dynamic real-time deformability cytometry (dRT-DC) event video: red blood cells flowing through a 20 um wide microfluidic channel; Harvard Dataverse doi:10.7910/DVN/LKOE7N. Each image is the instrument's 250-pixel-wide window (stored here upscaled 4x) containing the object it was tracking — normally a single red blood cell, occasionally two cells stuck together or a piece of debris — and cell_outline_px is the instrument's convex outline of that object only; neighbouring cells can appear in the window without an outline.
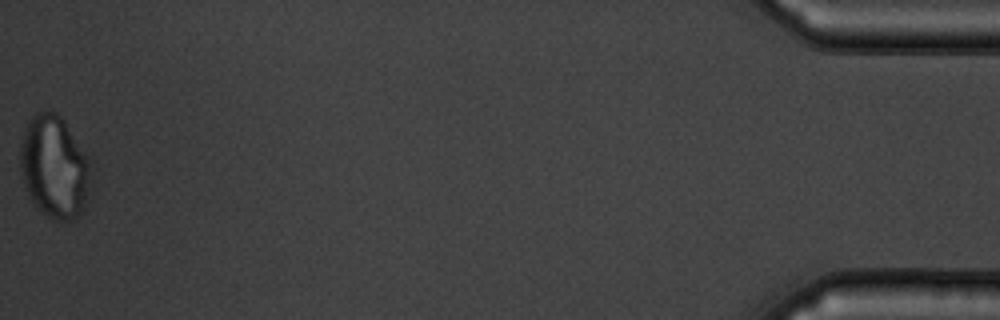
{"species": "common noctule bat (a hibernating species)", "species_latin": "Nyctalus noctula", "temperature_condition": "warm", "stored_images_in_passage": 50, "camera_frame_rate_fps": 3000, "um_per_image_px": 0.085, "animal": {"sex": "male", "body_mass_g": 19.5, "forearm_length_mm": 54.6}, "frame": {"image": 1, "passage_image": 50, "time_ms": 16.333, "image_size_px": [1000, 320], "cell_outline_px": [[96, 188], [84, 212], [72, 220], [52, 220], [36, 208], [32, 204], [28, 196], [24, 184], [20, 168], [20, 144], [28, 120], [36, 112], [56, 112], [64, 120], [92, 156], [96, 168]], "centroid_in_image_um": [4.77, 14.25], "position_along_channel_um": 430.4, "area_um2": 45.08}}